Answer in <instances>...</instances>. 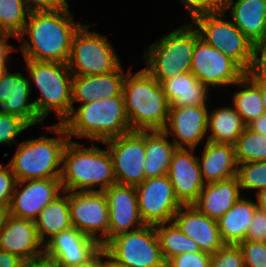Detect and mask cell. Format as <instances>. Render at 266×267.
I'll list each match as a JSON object with an SVG mask.
<instances>
[{
	"instance_id": "2",
	"label": "cell",
	"mask_w": 266,
	"mask_h": 267,
	"mask_svg": "<svg viewBox=\"0 0 266 267\" xmlns=\"http://www.w3.org/2000/svg\"><path fill=\"white\" fill-rule=\"evenodd\" d=\"M83 146L85 145L69 140L64 147L60 175L62 190L104 191L116 184L113 161L108 148Z\"/></svg>"
},
{
	"instance_id": "41",
	"label": "cell",
	"mask_w": 266,
	"mask_h": 267,
	"mask_svg": "<svg viewBox=\"0 0 266 267\" xmlns=\"http://www.w3.org/2000/svg\"><path fill=\"white\" fill-rule=\"evenodd\" d=\"M211 254L206 252H185L171 257L166 267H210Z\"/></svg>"
},
{
	"instance_id": "28",
	"label": "cell",
	"mask_w": 266,
	"mask_h": 267,
	"mask_svg": "<svg viewBox=\"0 0 266 267\" xmlns=\"http://www.w3.org/2000/svg\"><path fill=\"white\" fill-rule=\"evenodd\" d=\"M241 198L217 220L221 240L224 244L237 245L245 240L252 223L256 202Z\"/></svg>"
},
{
	"instance_id": "9",
	"label": "cell",
	"mask_w": 266,
	"mask_h": 267,
	"mask_svg": "<svg viewBox=\"0 0 266 267\" xmlns=\"http://www.w3.org/2000/svg\"><path fill=\"white\" fill-rule=\"evenodd\" d=\"M226 13H203L192 19V25L198 30L200 38L227 57L234 60L245 72L248 70L254 45L227 18Z\"/></svg>"
},
{
	"instance_id": "45",
	"label": "cell",
	"mask_w": 266,
	"mask_h": 267,
	"mask_svg": "<svg viewBox=\"0 0 266 267\" xmlns=\"http://www.w3.org/2000/svg\"><path fill=\"white\" fill-rule=\"evenodd\" d=\"M30 11L57 10L69 6L67 0H24Z\"/></svg>"
},
{
	"instance_id": "3",
	"label": "cell",
	"mask_w": 266,
	"mask_h": 267,
	"mask_svg": "<svg viewBox=\"0 0 266 267\" xmlns=\"http://www.w3.org/2000/svg\"><path fill=\"white\" fill-rule=\"evenodd\" d=\"M127 70L123 82L125 111L131 131L163 130L170 105L162 86L145 69Z\"/></svg>"
},
{
	"instance_id": "50",
	"label": "cell",
	"mask_w": 266,
	"mask_h": 267,
	"mask_svg": "<svg viewBox=\"0 0 266 267\" xmlns=\"http://www.w3.org/2000/svg\"><path fill=\"white\" fill-rule=\"evenodd\" d=\"M250 130L266 135V114L259 116L246 125Z\"/></svg>"
},
{
	"instance_id": "27",
	"label": "cell",
	"mask_w": 266,
	"mask_h": 267,
	"mask_svg": "<svg viewBox=\"0 0 266 267\" xmlns=\"http://www.w3.org/2000/svg\"><path fill=\"white\" fill-rule=\"evenodd\" d=\"M161 86L170 107L207 105L210 90L191 71L164 80Z\"/></svg>"
},
{
	"instance_id": "44",
	"label": "cell",
	"mask_w": 266,
	"mask_h": 267,
	"mask_svg": "<svg viewBox=\"0 0 266 267\" xmlns=\"http://www.w3.org/2000/svg\"><path fill=\"white\" fill-rule=\"evenodd\" d=\"M266 239V213L256 208L251 225L245 240L264 242Z\"/></svg>"
},
{
	"instance_id": "38",
	"label": "cell",
	"mask_w": 266,
	"mask_h": 267,
	"mask_svg": "<svg viewBox=\"0 0 266 267\" xmlns=\"http://www.w3.org/2000/svg\"><path fill=\"white\" fill-rule=\"evenodd\" d=\"M243 256L244 267H266V243L244 240L237 244Z\"/></svg>"
},
{
	"instance_id": "13",
	"label": "cell",
	"mask_w": 266,
	"mask_h": 267,
	"mask_svg": "<svg viewBox=\"0 0 266 267\" xmlns=\"http://www.w3.org/2000/svg\"><path fill=\"white\" fill-rule=\"evenodd\" d=\"M190 71L208 88L234 85L245 75L234 60L200 37L195 42Z\"/></svg>"
},
{
	"instance_id": "32",
	"label": "cell",
	"mask_w": 266,
	"mask_h": 267,
	"mask_svg": "<svg viewBox=\"0 0 266 267\" xmlns=\"http://www.w3.org/2000/svg\"><path fill=\"white\" fill-rule=\"evenodd\" d=\"M234 86L240 87L233 95V108L247 125L252 120L265 114L262 103V86L244 75Z\"/></svg>"
},
{
	"instance_id": "5",
	"label": "cell",
	"mask_w": 266,
	"mask_h": 267,
	"mask_svg": "<svg viewBox=\"0 0 266 267\" xmlns=\"http://www.w3.org/2000/svg\"><path fill=\"white\" fill-rule=\"evenodd\" d=\"M45 128L57 136L23 140L8 163L17 181L60 178L62 154L69 136L63 124Z\"/></svg>"
},
{
	"instance_id": "34",
	"label": "cell",
	"mask_w": 266,
	"mask_h": 267,
	"mask_svg": "<svg viewBox=\"0 0 266 267\" xmlns=\"http://www.w3.org/2000/svg\"><path fill=\"white\" fill-rule=\"evenodd\" d=\"M29 13L24 0H0V32L18 38Z\"/></svg>"
},
{
	"instance_id": "30",
	"label": "cell",
	"mask_w": 266,
	"mask_h": 267,
	"mask_svg": "<svg viewBox=\"0 0 266 267\" xmlns=\"http://www.w3.org/2000/svg\"><path fill=\"white\" fill-rule=\"evenodd\" d=\"M245 128L246 124L233 106H221L208 112L207 130L210 134L206 141L234 145Z\"/></svg>"
},
{
	"instance_id": "52",
	"label": "cell",
	"mask_w": 266,
	"mask_h": 267,
	"mask_svg": "<svg viewBox=\"0 0 266 267\" xmlns=\"http://www.w3.org/2000/svg\"><path fill=\"white\" fill-rule=\"evenodd\" d=\"M104 267H126L124 265H121L119 263H117L116 261H114L112 258H110L106 251H105V265Z\"/></svg>"
},
{
	"instance_id": "11",
	"label": "cell",
	"mask_w": 266,
	"mask_h": 267,
	"mask_svg": "<svg viewBox=\"0 0 266 267\" xmlns=\"http://www.w3.org/2000/svg\"><path fill=\"white\" fill-rule=\"evenodd\" d=\"M71 223L103 247L109 241V209L103 191L68 192Z\"/></svg>"
},
{
	"instance_id": "43",
	"label": "cell",
	"mask_w": 266,
	"mask_h": 267,
	"mask_svg": "<svg viewBox=\"0 0 266 267\" xmlns=\"http://www.w3.org/2000/svg\"><path fill=\"white\" fill-rule=\"evenodd\" d=\"M187 9L191 19L203 13L223 12L226 0H179Z\"/></svg>"
},
{
	"instance_id": "33",
	"label": "cell",
	"mask_w": 266,
	"mask_h": 267,
	"mask_svg": "<svg viewBox=\"0 0 266 267\" xmlns=\"http://www.w3.org/2000/svg\"><path fill=\"white\" fill-rule=\"evenodd\" d=\"M164 260L185 252H200L198 244L171 221L154 226Z\"/></svg>"
},
{
	"instance_id": "40",
	"label": "cell",
	"mask_w": 266,
	"mask_h": 267,
	"mask_svg": "<svg viewBox=\"0 0 266 267\" xmlns=\"http://www.w3.org/2000/svg\"><path fill=\"white\" fill-rule=\"evenodd\" d=\"M210 267H244L242 252L238 245L224 244L211 256Z\"/></svg>"
},
{
	"instance_id": "37",
	"label": "cell",
	"mask_w": 266,
	"mask_h": 267,
	"mask_svg": "<svg viewBox=\"0 0 266 267\" xmlns=\"http://www.w3.org/2000/svg\"><path fill=\"white\" fill-rule=\"evenodd\" d=\"M29 127L20 117L0 111V145H17L16 138Z\"/></svg>"
},
{
	"instance_id": "31",
	"label": "cell",
	"mask_w": 266,
	"mask_h": 267,
	"mask_svg": "<svg viewBox=\"0 0 266 267\" xmlns=\"http://www.w3.org/2000/svg\"><path fill=\"white\" fill-rule=\"evenodd\" d=\"M35 225L39 238L44 244L59 232L73 227L67 191H63L41 210Z\"/></svg>"
},
{
	"instance_id": "15",
	"label": "cell",
	"mask_w": 266,
	"mask_h": 267,
	"mask_svg": "<svg viewBox=\"0 0 266 267\" xmlns=\"http://www.w3.org/2000/svg\"><path fill=\"white\" fill-rule=\"evenodd\" d=\"M62 192L60 178L17 181L7 213L35 221L41 210Z\"/></svg>"
},
{
	"instance_id": "29",
	"label": "cell",
	"mask_w": 266,
	"mask_h": 267,
	"mask_svg": "<svg viewBox=\"0 0 266 267\" xmlns=\"http://www.w3.org/2000/svg\"><path fill=\"white\" fill-rule=\"evenodd\" d=\"M163 130L145 131V180L168 173L177 147Z\"/></svg>"
},
{
	"instance_id": "25",
	"label": "cell",
	"mask_w": 266,
	"mask_h": 267,
	"mask_svg": "<svg viewBox=\"0 0 266 267\" xmlns=\"http://www.w3.org/2000/svg\"><path fill=\"white\" fill-rule=\"evenodd\" d=\"M241 189L237 176L205 184L193 204L201 213L218 220L240 198Z\"/></svg>"
},
{
	"instance_id": "10",
	"label": "cell",
	"mask_w": 266,
	"mask_h": 267,
	"mask_svg": "<svg viewBox=\"0 0 266 267\" xmlns=\"http://www.w3.org/2000/svg\"><path fill=\"white\" fill-rule=\"evenodd\" d=\"M107 255L126 267H166L155 227L141 228L117 235L104 246Z\"/></svg>"
},
{
	"instance_id": "19",
	"label": "cell",
	"mask_w": 266,
	"mask_h": 267,
	"mask_svg": "<svg viewBox=\"0 0 266 267\" xmlns=\"http://www.w3.org/2000/svg\"><path fill=\"white\" fill-rule=\"evenodd\" d=\"M101 247L96 239L71 227L54 235L44 244V256L59 266H74L86 262Z\"/></svg>"
},
{
	"instance_id": "36",
	"label": "cell",
	"mask_w": 266,
	"mask_h": 267,
	"mask_svg": "<svg viewBox=\"0 0 266 267\" xmlns=\"http://www.w3.org/2000/svg\"><path fill=\"white\" fill-rule=\"evenodd\" d=\"M237 178L241 190H254L257 193L266 189V161L238 164Z\"/></svg>"
},
{
	"instance_id": "46",
	"label": "cell",
	"mask_w": 266,
	"mask_h": 267,
	"mask_svg": "<svg viewBox=\"0 0 266 267\" xmlns=\"http://www.w3.org/2000/svg\"><path fill=\"white\" fill-rule=\"evenodd\" d=\"M13 36L0 32V63H8L12 52L17 51V48L9 44L7 41Z\"/></svg>"
},
{
	"instance_id": "14",
	"label": "cell",
	"mask_w": 266,
	"mask_h": 267,
	"mask_svg": "<svg viewBox=\"0 0 266 267\" xmlns=\"http://www.w3.org/2000/svg\"><path fill=\"white\" fill-rule=\"evenodd\" d=\"M139 213L145 225L173 221L182 204L178 201L169 177L149 178L136 186Z\"/></svg>"
},
{
	"instance_id": "21",
	"label": "cell",
	"mask_w": 266,
	"mask_h": 267,
	"mask_svg": "<svg viewBox=\"0 0 266 267\" xmlns=\"http://www.w3.org/2000/svg\"><path fill=\"white\" fill-rule=\"evenodd\" d=\"M31 85L28 76L20 72L5 71L0 79V111L23 119L30 127L43 124L33 101L29 102Z\"/></svg>"
},
{
	"instance_id": "53",
	"label": "cell",
	"mask_w": 266,
	"mask_h": 267,
	"mask_svg": "<svg viewBox=\"0 0 266 267\" xmlns=\"http://www.w3.org/2000/svg\"><path fill=\"white\" fill-rule=\"evenodd\" d=\"M6 215H7V210L0 208V232H1L2 225H3V222H4Z\"/></svg>"
},
{
	"instance_id": "7",
	"label": "cell",
	"mask_w": 266,
	"mask_h": 267,
	"mask_svg": "<svg viewBox=\"0 0 266 267\" xmlns=\"http://www.w3.org/2000/svg\"><path fill=\"white\" fill-rule=\"evenodd\" d=\"M200 37L192 23L179 28L155 41L143 54L144 67L158 83L190 71L196 40Z\"/></svg>"
},
{
	"instance_id": "35",
	"label": "cell",
	"mask_w": 266,
	"mask_h": 267,
	"mask_svg": "<svg viewBox=\"0 0 266 267\" xmlns=\"http://www.w3.org/2000/svg\"><path fill=\"white\" fill-rule=\"evenodd\" d=\"M236 161H266V135L254 132L247 126L234 144Z\"/></svg>"
},
{
	"instance_id": "48",
	"label": "cell",
	"mask_w": 266,
	"mask_h": 267,
	"mask_svg": "<svg viewBox=\"0 0 266 267\" xmlns=\"http://www.w3.org/2000/svg\"><path fill=\"white\" fill-rule=\"evenodd\" d=\"M24 262L17 255L0 250V267H23Z\"/></svg>"
},
{
	"instance_id": "51",
	"label": "cell",
	"mask_w": 266,
	"mask_h": 267,
	"mask_svg": "<svg viewBox=\"0 0 266 267\" xmlns=\"http://www.w3.org/2000/svg\"><path fill=\"white\" fill-rule=\"evenodd\" d=\"M255 195L257 208L266 213V189L258 191Z\"/></svg>"
},
{
	"instance_id": "23",
	"label": "cell",
	"mask_w": 266,
	"mask_h": 267,
	"mask_svg": "<svg viewBox=\"0 0 266 267\" xmlns=\"http://www.w3.org/2000/svg\"><path fill=\"white\" fill-rule=\"evenodd\" d=\"M120 65L108 74L80 76L73 75L72 79V110L74 102L85 104L97 99H108L123 93L125 74Z\"/></svg>"
},
{
	"instance_id": "20",
	"label": "cell",
	"mask_w": 266,
	"mask_h": 267,
	"mask_svg": "<svg viewBox=\"0 0 266 267\" xmlns=\"http://www.w3.org/2000/svg\"><path fill=\"white\" fill-rule=\"evenodd\" d=\"M0 250L17 255L24 261L44 256L35 221L17 218L7 213L0 232Z\"/></svg>"
},
{
	"instance_id": "16",
	"label": "cell",
	"mask_w": 266,
	"mask_h": 267,
	"mask_svg": "<svg viewBox=\"0 0 266 267\" xmlns=\"http://www.w3.org/2000/svg\"><path fill=\"white\" fill-rule=\"evenodd\" d=\"M208 105L170 107L163 131L177 148L195 149L207 135Z\"/></svg>"
},
{
	"instance_id": "26",
	"label": "cell",
	"mask_w": 266,
	"mask_h": 267,
	"mask_svg": "<svg viewBox=\"0 0 266 267\" xmlns=\"http://www.w3.org/2000/svg\"><path fill=\"white\" fill-rule=\"evenodd\" d=\"M203 149L197 161L206 184L237 176L234 145L206 141Z\"/></svg>"
},
{
	"instance_id": "24",
	"label": "cell",
	"mask_w": 266,
	"mask_h": 267,
	"mask_svg": "<svg viewBox=\"0 0 266 267\" xmlns=\"http://www.w3.org/2000/svg\"><path fill=\"white\" fill-rule=\"evenodd\" d=\"M232 22L253 45L266 43V0H226Z\"/></svg>"
},
{
	"instance_id": "1",
	"label": "cell",
	"mask_w": 266,
	"mask_h": 267,
	"mask_svg": "<svg viewBox=\"0 0 266 267\" xmlns=\"http://www.w3.org/2000/svg\"><path fill=\"white\" fill-rule=\"evenodd\" d=\"M69 7L30 11L23 31L16 38L23 41L19 48L24 60L68 62L73 37L83 25L75 22Z\"/></svg>"
},
{
	"instance_id": "49",
	"label": "cell",
	"mask_w": 266,
	"mask_h": 267,
	"mask_svg": "<svg viewBox=\"0 0 266 267\" xmlns=\"http://www.w3.org/2000/svg\"><path fill=\"white\" fill-rule=\"evenodd\" d=\"M23 267H59L52 259L43 256L37 259L25 261Z\"/></svg>"
},
{
	"instance_id": "55",
	"label": "cell",
	"mask_w": 266,
	"mask_h": 267,
	"mask_svg": "<svg viewBox=\"0 0 266 267\" xmlns=\"http://www.w3.org/2000/svg\"><path fill=\"white\" fill-rule=\"evenodd\" d=\"M7 69L8 63H0V79Z\"/></svg>"
},
{
	"instance_id": "22",
	"label": "cell",
	"mask_w": 266,
	"mask_h": 267,
	"mask_svg": "<svg viewBox=\"0 0 266 267\" xmlns=\"http://www.w3.org/2000/svg\"><path fill=\"white\" fill-rule=\"evenodd\" d=\"M173 222L202 252L213 255L224 243L221 240L217 220L201 213L194 205H182Z\"/></svg>"
},
{
	"instance_id": "42",
	"label": "cell",
	"mask_w": 266,
	"mask_h": 267,
	"mask_svg": "<svg viewBox=\"0 0 266 267\" xmlns=\"http://www.w3.org/2000/svg\"><path fill=\"white\" fill-rule=\"evenodd\" d=\"M16 178L9 164L3 166L0 163V208L8 209L14 189L16 186Z\"/></svg>"
},
{
	"instance_id": "54",
	"label": "cell",
	"mask_w": 266,
	"mask_h": 267,
	"mask_svg": "<svg viewBox=\"0 0 266 267\" xmlns=\"http://www.w3.org/2000/svg\"><path fill=\"white\" fill-rule=\"evenodd\" d=\"M262 103L264 105L265 114H266V86H262Z\"/></svg>"
},
{
	"instance_id": "39",
	"label": "cell",
	"mask_w": 266,
	"mask_h": 267,
	"mask_svg": "<svg viewBox=\"0 0 266 267\" xmlns=\"http://www.w3.org/2000/svg\"><path fill=\"white\" fill-rule=\"evenodd\" d=\"M245 75L254 83L266 86V43L254 45L251 63Z\"/></svg>"
},
{
	"instance_id": "6",
	"label": "cell",
	"mask_w": 266,
	"mask_h": 267,
	"mask_svg": "<svg viewBox=\"0 0 266 267\" xmlns=\"http://www.w3.org/2000/svg\"><path fill=\"white\" fill-rule=\"evenodd\" d=\"M29 82L40 92L33 100L38 117L44 121L51 111L62 124L72 112V79L68 64L63 62L25 60Z\"/></svg>"
},
{
	"instance_id": "12",
	"label": "cell",
	"mask_w": 266,
	"mask_h": 267,
	"mask_svg": "<svg viewBox=\"0 0 266 267\" xmlns=\"http://www.w3.org/2000/svg\"><path fill=\"white\" fill-rule=\"evenodd\" d=\"M103 144L111 154L117 184L136 187L145 180V131H129Z\"/></svg>"
},
{
	"instance_id": "8",
	"label": "cell",
	"mask_w": 266,
	"mask_h": 267,
	"mask_svg": "<svg viewBox=\"0 0 266 267\" xmlns=\"http://www.w3.org/2000/svg\"><path fill=\"white\" fill-rule=\"evenodd\" d=\"M95 24H83L75 33L70 57L67 62L73 75L88 76L108 74L120 65L119 55L114 51L106 35L88 28Z\"/></svg>"
},
{
	"instance_id": "17",
	"label": "cell",
	"mask_w": 266,
	"mask_h": 267,
	"mask_svg": "<svg viewBox=\"0 0 266 267\" xmlns=\"http://www.w3.org/2000/svg\"><path fill=\"white\" fill-rule=\"evenodd\" d=\"M109 209V240L144 226L139 213L136 188L113 184L103 191Z\"/></svg>"
},
{
	"instance_id": "18",
	"label": "cell",
	"mask_w": 266,
	"mask_h": 267,
	"mask_svg": "<svg viewBox=\"0 0 266 267\" xmlns=\"http://www.w3.org/2000/svg\"><path fill=\"white\" fill-rule=\"evenodd\" d=\"M194 151L195 149L177 148L167 173L182 205H193L206 184Z\"/></svg>"
},
{
	"instance_id": "47",
	"label": "cell",
	"mask_w": 266,
	"mask_h": 267,
	"mask_svg": "<svg viewBox=\"0 0 266 267\" xmlns=\"http://www.w3.org/2000/svg\"><path fill=\"white\" fill-rule=\"evenodd\" d=\"M105 265V249L101 247L91 258L74 266H59V267H104Z\"/></svg>"
},
{
	"instance_id": "4",
	"label": "cell",
	"mask_w": 266,
	"mask_h": 267,
	"mask_svg": "<svg viewBox=\"0 0 266 267\" xmlns=\"http://www.w3.org/2000/svg\"><path fill=\"white\" fill-rule=\"evenodd\" d=\"M71 136L105 142L131 131L123 93L108 99L80 104L62 123Z\"/></svg>"
}]
</instances>
